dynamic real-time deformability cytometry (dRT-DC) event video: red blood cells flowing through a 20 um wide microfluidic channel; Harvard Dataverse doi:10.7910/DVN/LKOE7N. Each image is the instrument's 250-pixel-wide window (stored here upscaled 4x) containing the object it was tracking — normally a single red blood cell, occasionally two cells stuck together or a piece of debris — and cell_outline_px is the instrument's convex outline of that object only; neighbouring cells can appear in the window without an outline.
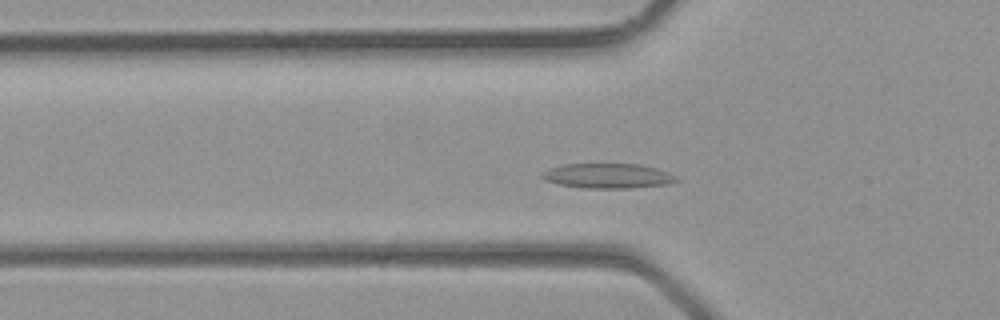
{"species": "common noctule bat (a hibernating species)", "species_latin": "Nyctalus noctula", "temperature_condition": "room temperature", "stored_images_in_passage": 34, "camera_frame_rate_fps": 3000, "um_per_image_px": 0.085, "animal": {"sex": "male", "body_mass_g": 23.1, "forearm_length_mm": 52.7}, "frame": {"image": 1, "passage_image": 9, "time_ms": 2.667, "image_size_px": [1000, 320], "cell_outline_px": [[680, 180], [668, 184], [628, 188], [584, 188], [560, 184], [544, 180], [540, 176], [548, 168], [564, 164], [640, 164], [656, 168], [668, 172], [676, 176]], "centroid_in_image_um": [51.67, 14.94], "position_along_channel_um": 74.1, "area_um2": 19.42}}
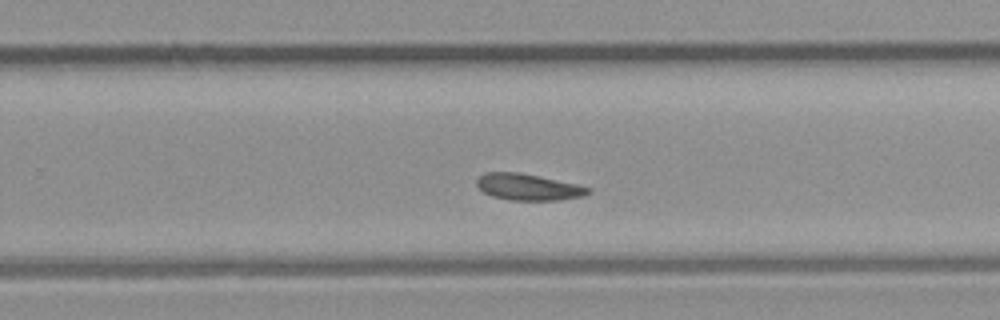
{"frame": {"image": 2, "passage_image": 20, "time_ms": 6.333, "image_size_px": [1000, 320], "cell_outline_px": [[592, 192], [584, 196], [560, 200], [508, 200], [492, 196], [484, 192], [476, 184], [476, 180], [484, 172], [516, 172], [576, 184], [592, 188]], "centroid_in_image_um": [44.91, 15.91], "position_along_channel_um": 284.9, "area_um2": 17.05}}
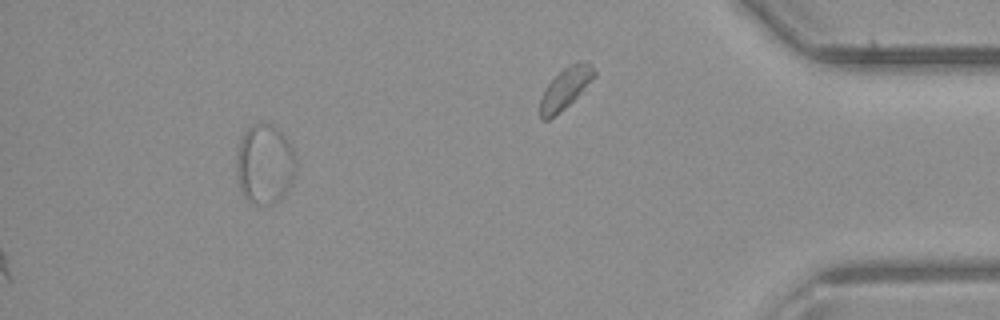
{"frame": {"image": 3, "passage_image": 34, "time_ms": 11.0, "image_size_px": [1000, 320], "cell_outline_px": [[296, 172], [292, 180], [280, 200], [272, 204], [256, 204], [248, 200], [240, 192], [236, 172], [236, 160], [240, 140], [244, 132], [256, 120], [272, 124], [284, 136], [292, 148], [296, 156]], "centroid_in_image_um": [22.49, 13.93], "position_along_channel_um": 412.7, "area_um2": 27.92}}